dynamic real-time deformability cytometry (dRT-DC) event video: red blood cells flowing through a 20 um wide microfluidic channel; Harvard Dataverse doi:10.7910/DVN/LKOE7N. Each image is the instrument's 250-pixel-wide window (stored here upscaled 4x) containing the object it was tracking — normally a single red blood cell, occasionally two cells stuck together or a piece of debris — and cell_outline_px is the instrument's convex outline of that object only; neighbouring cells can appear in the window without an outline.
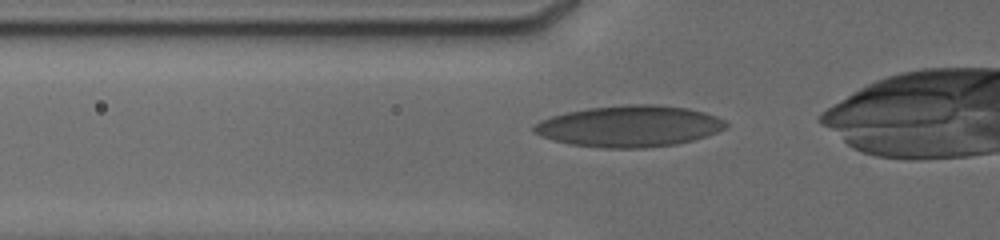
{"species": "human", "species_latin": "Homo sapiens", "temperature_condition": "cold", "stored_images_in_passage": 42, "camera_frame_rate_fps": 3000, "um_per_image_px": 0.085, "donor": {"sex": "male"}, "frame": {"image": 1, "passage_image": 12, "time_ms": 3.667, "image_size_px": [1000, 240], "cell_outline_px": [[728, 128], [692, 140], [676, 144], [644, 148], [600, 148], [572, 144], [552, 140], [540, 136], [532, 132], [532, 128], [540, 120], [552, 116], [568, 112], [588, 108], [628, 104], [652, 104], [688, 108], [704, 112], [716, 116], [724, 120], [728, 124]], "centroid_in_image_um": [53.49, 10.73], "position_along_channel_um": 72.3, "area_um2": 46.18}}
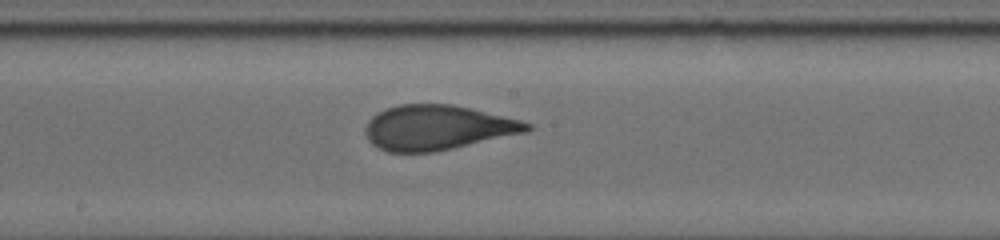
{"frame": {"image": 2, "passage_image": 23, "time_ms": 7.333, "image_size_px": [1000, 240], "cell_outline_px": [[532, 128], [528, 132], [452, 148], [432, 152], [388, 152], [372, 144], [368, 140], [364, 132], [364, 128], [368, 120], [372, 116], [384, 108], [400, 104], [452, 104], [520, 120], [532, 124]], "centroid_in_image_um": [37.14, 10.84], "position_along_channel_um": 211.1, "area_um2": 42.14}}
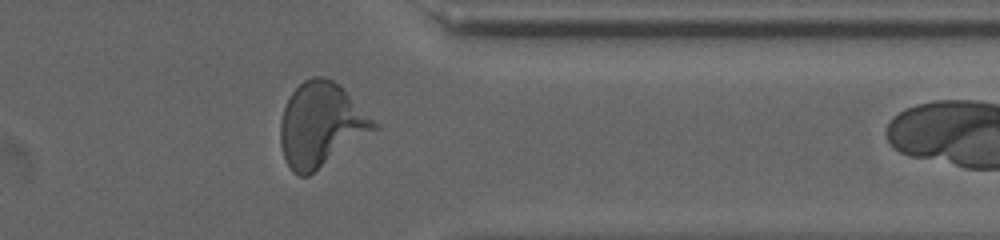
{"frame": {"image": 3, "passage_image": 37, "time_ms": 12.0, "image_size_px": [1000, 240], "cell_outline_px": [[380, 128], [308, 176], [300, 176], [292, 172], [284, 156], [280, 144], [280, 120], [284, 108], [292, 92], [304, 80], [312, 76], [324, 76], [332, 80], [380, 124]], "centroid_in_image_um": [27.29, 10.62], "position_along_channel_um": 384.1, "area_um2": 45.6}, "authors_computed_cell_mechanics": {"area_um2": 42.9743, "velocity_mm_per_s": 3.8097, "shape_relaxation_time_tau1_ms": 5.7264, "shape_relaxation_time_tau2_ms": 0.725, "deformation_change_tau1": 0.1795, "deformation_change_tau2": 0.059}}